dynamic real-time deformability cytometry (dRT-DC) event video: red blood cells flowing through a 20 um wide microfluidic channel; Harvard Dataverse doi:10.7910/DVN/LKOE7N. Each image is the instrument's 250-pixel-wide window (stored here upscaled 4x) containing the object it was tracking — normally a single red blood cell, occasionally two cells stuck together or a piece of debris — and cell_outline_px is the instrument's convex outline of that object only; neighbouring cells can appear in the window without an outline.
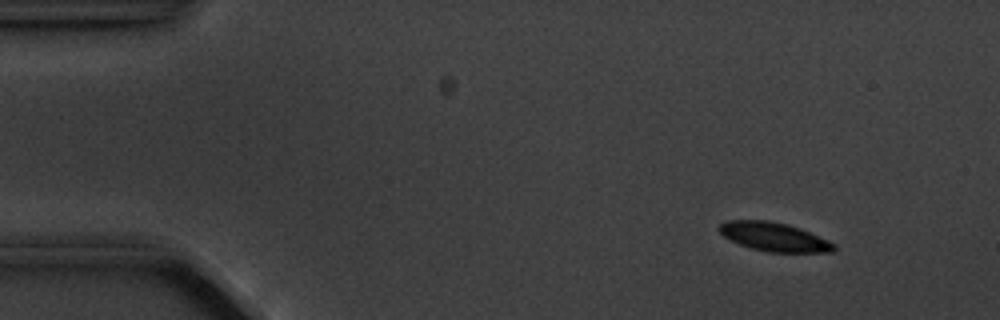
{"species": "common noctule bat (a hibernating species)", "species_latin": "Nyctalus noctula", "temperature_condition": "cold", "stored_images_in_passage": 6, "camera_frame_rate_fps": 3000, "um_per_image_px": 0.085, "animal": {"sex": "male", "body_mass_g": 20.1, "forearm_length_mm": 53.5}, "frame": {"image": 1, "passage_image": 2, "time_ms": 1.0, "image_size_px": [1000, 320], "cell_outline_px": [[836, 248], [832, 252], [768, 252], [752, 248], [740, 244], [724, 236], [716, 228], [720, 224], [728, 220], [768, 220], [788, 224], [800, 228], [828, 240], [836, 244]], "centroid_in_image_um": [65.8, 20.12], "position_along_channel_um": 19.2, "area_um2": 19.19}}